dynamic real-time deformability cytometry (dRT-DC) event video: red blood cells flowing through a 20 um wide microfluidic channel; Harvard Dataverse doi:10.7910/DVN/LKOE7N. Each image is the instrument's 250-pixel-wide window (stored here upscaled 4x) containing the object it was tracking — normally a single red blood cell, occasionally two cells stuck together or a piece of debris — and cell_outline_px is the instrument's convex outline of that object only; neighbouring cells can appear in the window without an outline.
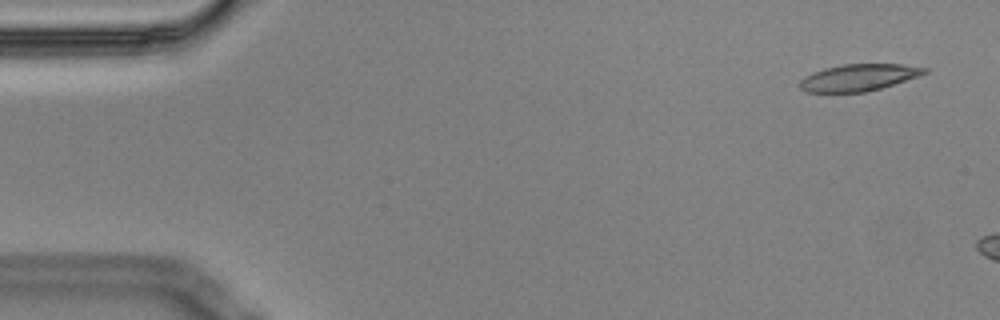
{"species": "Egyptian fruit bat (a non-hibernating species)", "species_latin": "Rousettus aegyptiacus", "temperature_condition": "cold", "stored_images_in_passage": 4, "camera_frame_rate_fps": 3000, "um_per_image_px": 0.085, "animal": {"sex": "male"}, "frame": {"image": 1, "passage_image": 1, "time_ms": 0.0, "image_size_px": [1000, 320], "cell_outline_px": [[928, 72], [880, 88], [864, 92], [804, 92], [800, 88], [800, 80], [804, 76], [812, 72], [824, 68], [844, 64], [900, 64], [928, 68]], "centroid_in_image_um": [72.92, 6.58], "position_along_channel_um": 12.1, "area_um2": 19.25}}